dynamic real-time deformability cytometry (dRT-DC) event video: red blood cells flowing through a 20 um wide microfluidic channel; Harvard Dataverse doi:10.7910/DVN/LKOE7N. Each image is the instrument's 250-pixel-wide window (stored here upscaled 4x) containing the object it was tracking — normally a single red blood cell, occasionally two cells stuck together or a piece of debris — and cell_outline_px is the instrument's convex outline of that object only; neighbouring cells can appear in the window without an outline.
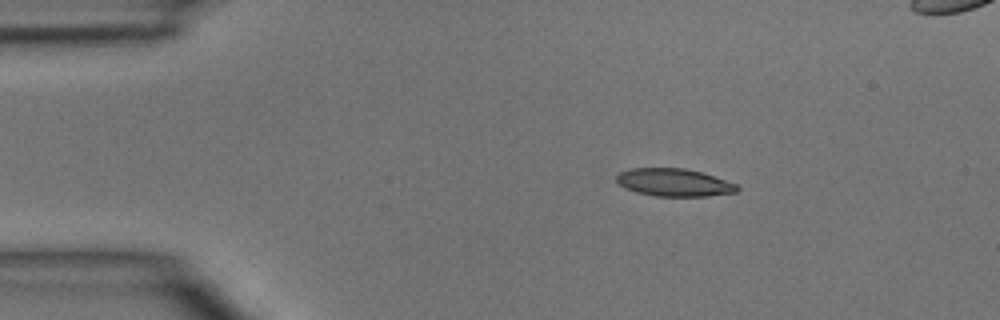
{"species": "common noctule bat (a hibernating species)", "species_latin": "Nyctalus noctula", "temperature_condition": "room temperature", "stored_images_in_passage": 5, "camera_frame_rate_fps": 3000, "um_per_image_px": 0.085, "animal": {"sex": "male", "body_mass_g": 15.6}, "frame": {"image": 1, "passage_image": 2, "time_ms": 1.333, "image_size_px": [1000, 320], "cell_outline_px": [[740, 188], [736, 192], [708, 196], [656, 196], [636, 192], [624, 188], [616, 180], [616, 176], [620, 172], [628, 168], [684, 168], [704, 172], [736, 184]], "centroid_in_image_um": [57.29, 15.5], "position_along_channel_um": 27.7, "area_um2": 19.59}}
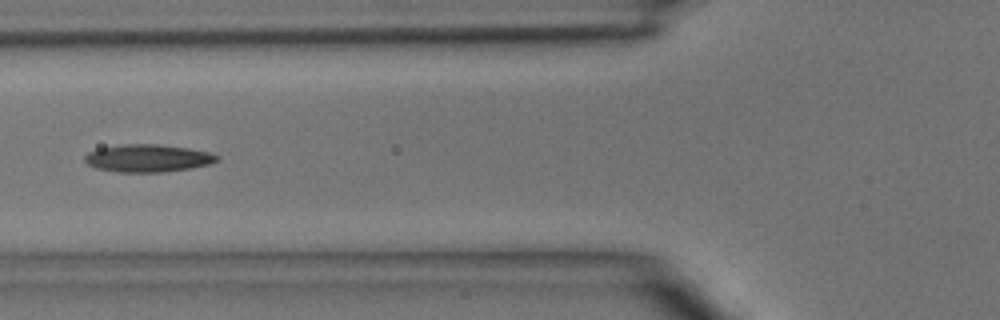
{"frame": {"image": 2, "passage_image": 5, "time_ms": 4.667, "image_size_px": [1000, 320], "cell_outline_px": [[220, 160], [208, 164], [188, 168], [160, 172], [120, 172], [96, 168], [88, 164], [84, 160], [84, 156], [88, 152], [100, 148], [120, 144], [156, 144], [188, 148], [212, 152], [220, 156]], "centroid_in_image_um": [12.57, 13.43], "position_along_channel_um": 113.2, "area_um2": 21.21}}